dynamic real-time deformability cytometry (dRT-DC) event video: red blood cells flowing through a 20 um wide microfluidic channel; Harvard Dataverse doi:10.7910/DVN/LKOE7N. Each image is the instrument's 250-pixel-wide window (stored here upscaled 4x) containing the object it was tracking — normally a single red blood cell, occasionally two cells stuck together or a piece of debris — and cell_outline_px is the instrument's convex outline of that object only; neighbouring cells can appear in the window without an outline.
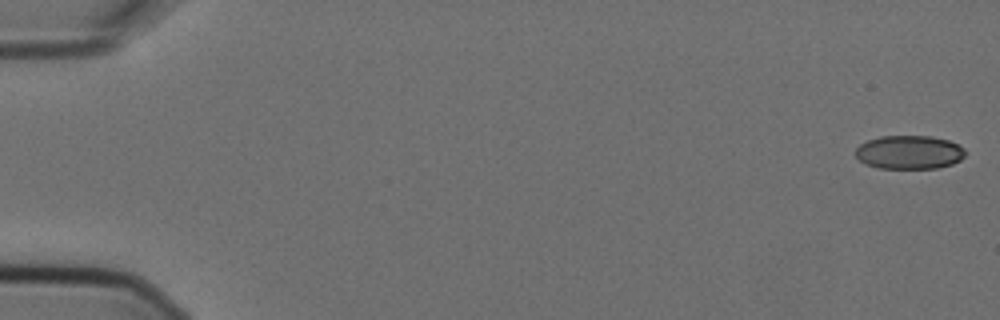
{"species": "Egyptian fruit bat (a non-hibernating species)", "species_latin": "Rousettus aegyptiacus", "temperature_condition": "cold", "stored_images_in_passage": 7, "camera_frame_rate_fps": 3000, "um_per_image_px": 0.085, "animal": {"sex": "female"}, "frame": {"image": 1, "passage_image": 1, "time_ms": 0.0, "image_size_px": [1000, 320], "cell_outline_px": [[964, 156], [960, 160], [952, 164], [936, 168], [876, 168], [864, 164], [856, 156], [856, 148], [860, 144], [868, 140], [880, 136], [932, 136], [948, 140], [964, 148]], "centroid_in_image_um": [77.26, 12.94], "position_along_channel_um": 7.7, "area_um2": 21.5}}
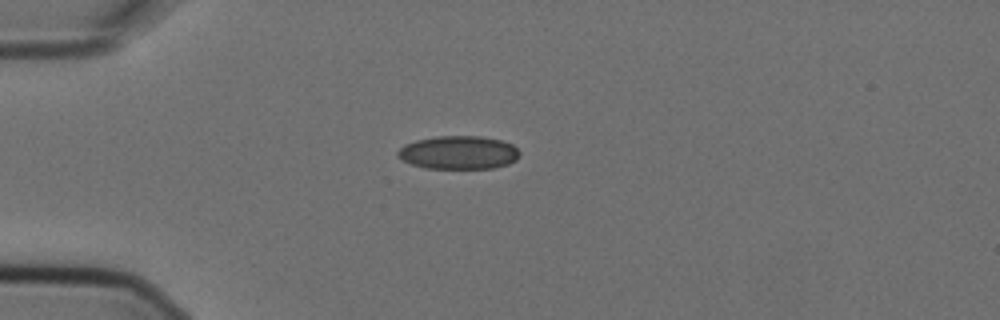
{"frame": {"image": 2, "passage_image": 5, "time_ms": 1.333, "image_size_px": [1000, 320], "cell_outline_px": [[520, 156], [516, 160], [508, 164], [492, 168], [424, 168], [412, 164], [396, 156], [396, 152], [404, 144], [416, 140], [436, 136], [480, 136], [500, 140], [512, 144], [520, 152]], "centroid_in_image_um": [38.97, 12.96], "position_along_channel_um": 46.0, "area_um2": 23.7}}